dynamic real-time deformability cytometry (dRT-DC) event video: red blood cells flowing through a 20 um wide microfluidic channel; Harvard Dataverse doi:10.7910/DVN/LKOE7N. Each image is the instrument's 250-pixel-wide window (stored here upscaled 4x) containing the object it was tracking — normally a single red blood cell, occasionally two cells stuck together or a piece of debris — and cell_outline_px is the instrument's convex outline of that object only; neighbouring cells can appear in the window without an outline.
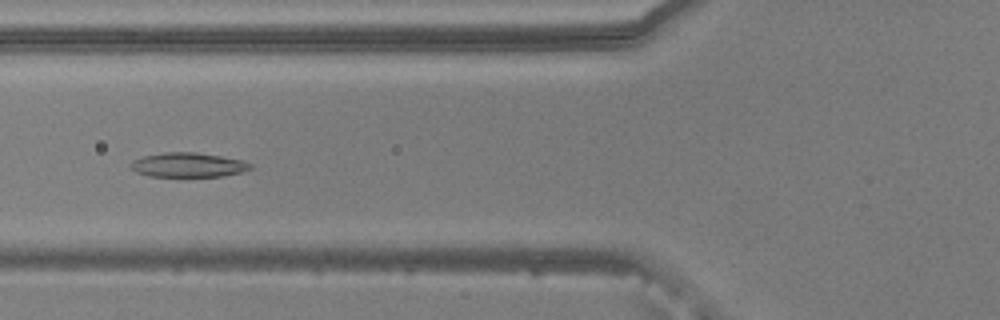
{"species": "common noctule bat (a hibernating species)", "species_latin": "Nyctalus noctula", "temperature_condition": "warm", "stored_images_in_passage": 54, "camera_frame_rate_fps": 3000, "um_per_image_px": 0.085, "animal": {"sex": "male", "body_mass_g": 20.5, "forearm_length_mm": 52.5}, "frame": {"image": 1, "passage_image": 21, "time_ms": 6.667, "image_size_px": [1000, 320], "cell_outline_px": [[252, 168], [240, 172], [220, 176], [148, 176], [136, 172], [128, 164], [132, 160], [144, 156], [164, 152], [196, 152], [220, 156], [240, 160], [252, 164]], "centroid_in_image_um": [15.94, 14.01], "position_along_channel_um": 109.9, "area_um2": 16.88}}
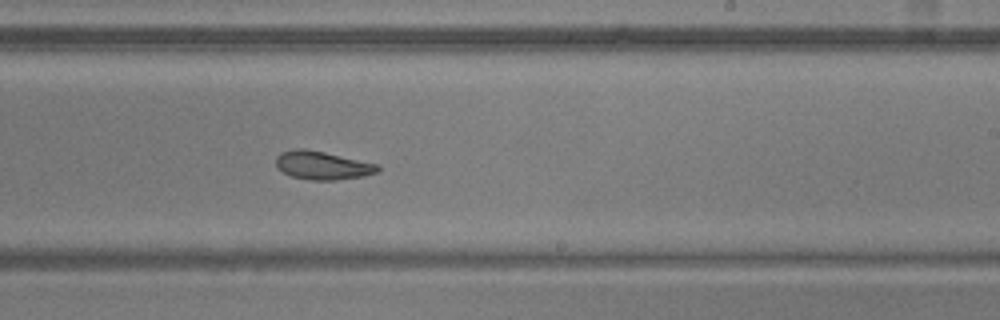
{"frame": {"image": 2, "passage_image": 33, "time_ms": 10.667, "image_size_px": [1000, 320], "cell_outline_px": [[380, 168], [376, 172], [364, 176], [336, 180], [312, 180], [292, 176], [284, 172], [276, 164], [276, 156], [280, 152], [296, 148], [304, 148], [324, 152], [380, 164]], "centroid_in_image_um": [27.43, 14.04], "position_along_channel_um": 261.6, "area_um2": 16.76}}
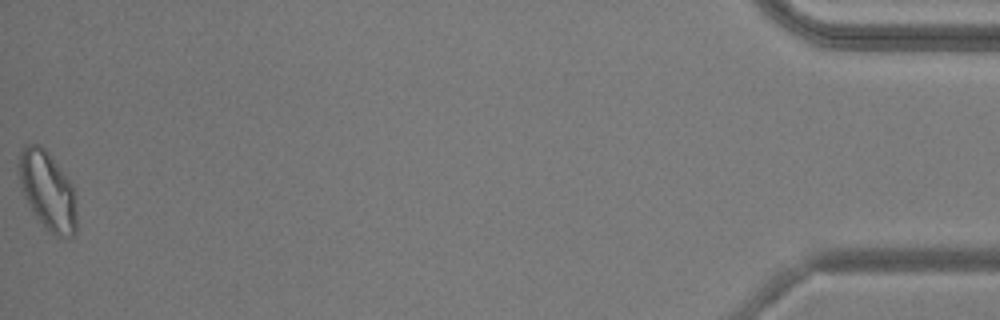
{"frame": {"image": 3, "passage_image": 54, "time_ms": 17.667, "image_size_px": [1000, 320], "cell_outline_px": [[76, 232], [72, 236], [56, 236], [44, 228], [32, 212], [20, 184], [16, 164], [20, 152], [24, 144], [40, 144], [48, 152], [72, 184], [76, 196]], "centroid_in_image_um": [4.03, 16.19], "position_along_channel_um": 431.2, "area_um2": 26.76}, "authors_computed_cell_mechanics": {"area_um2": 19.1607, "velocity_mm_per_s": 3.7968, "shape_relaxation_time_tau1_ms": 9.8202, "shape_relaxation_time_tau2_ms": 4.4102, "deformation_change_tau1": 0.2532, "deformation_change_tau2": 0.0699}}